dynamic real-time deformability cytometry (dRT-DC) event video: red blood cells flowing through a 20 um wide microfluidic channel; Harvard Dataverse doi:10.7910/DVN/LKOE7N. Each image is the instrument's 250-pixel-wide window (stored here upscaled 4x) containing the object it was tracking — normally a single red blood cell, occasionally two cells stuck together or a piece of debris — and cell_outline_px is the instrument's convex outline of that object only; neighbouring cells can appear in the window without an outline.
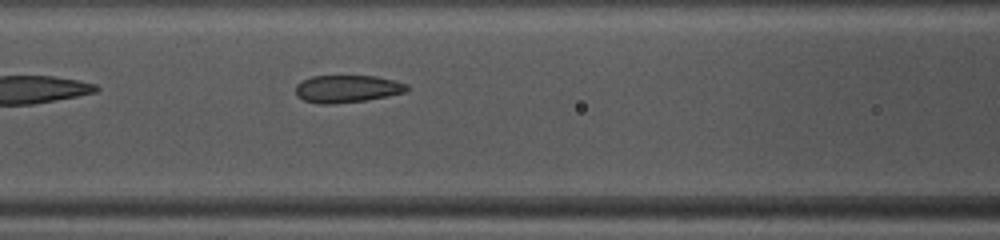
{"species": "common noctule bat (a hibernating species)", "species_latin": "Nyctalus noctula", "temperature_condition": "warm", "stored_images_in_passage": 37, "camera_frame_rate_fps": 3000, "um_per_image_px": 0.085, "animal": {"sex": "female", "body_mass_g": 10.0, "forearm_length_mm": 53.1}, "frame": {"image": 1, "passage_image": 8, "time_ms": 2.333, "image_size_px": [1000, 240], "cell_outline_px": [[408, 88], [404, 92], [388, 96], [364, 100], [332, 104], [320, 104], [304, 100], [296, 96], [296, 84], [300, 80], [312, 76], [376, 76], [396, 80], [408, 84]], "centroid_in_image_um": [29.48, 7.54], "position_along_channel_um": 137.1, "area_um2": 17.86}}
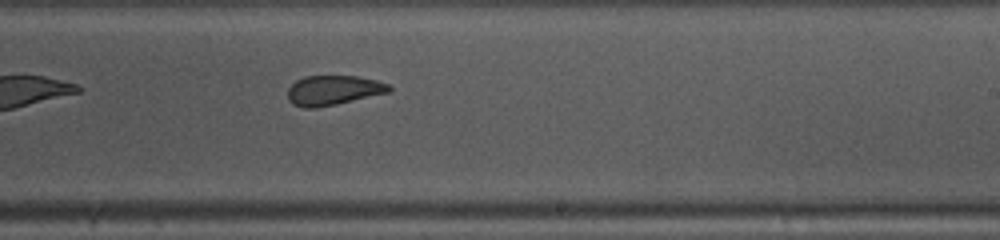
{"frame": {"image": 2, "passage_image": 17, "time_ms": 5.333, "image_size_px": [1000, 240], "cell_outline_px": [[392, 88], [388, 92], [336, 104], [316, 108], [304, 108], [292, 104], [288, 100], [288, 88], [296, 80], [304, 76], [356, 76], [376, 80], [388, 84]], "centroid_in_image_um": [28.28, 7.67], "position_along_channel_um": 260.7, "area_um2": 17.46}}
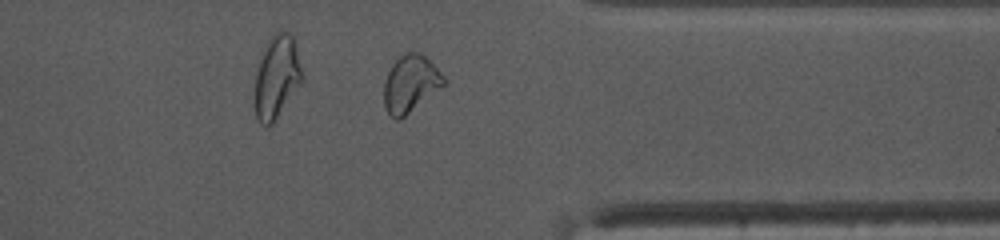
{"frame": {"image": 3, "passage_image": 26, "time_ms": 8.333, "image_size_px": [1000, 240], "cell_outline_px": [[444, 84], [400, 120], [396, 120], [388, 112], [384, 104], [384, 80], [392, 64], [400, 56], [408, 52], [420, 52], [444, 76]], "centroid_in_image_um": [34.85, 7.12], "position_along_channel_um": 376.6, "area_um2": 19.36}, "authors_computed_cell_mechanics": {"area_um2": 18.3226, "velocity_mm_per_s": 4.1254, "shape_relaxation_time_tau1_ms": 10.9994, "shape_relaxation_time_tau2_ms": 2.5186, "deformation_change_tau1": 0.248, "deformation_change_tau2": 0.0537}}